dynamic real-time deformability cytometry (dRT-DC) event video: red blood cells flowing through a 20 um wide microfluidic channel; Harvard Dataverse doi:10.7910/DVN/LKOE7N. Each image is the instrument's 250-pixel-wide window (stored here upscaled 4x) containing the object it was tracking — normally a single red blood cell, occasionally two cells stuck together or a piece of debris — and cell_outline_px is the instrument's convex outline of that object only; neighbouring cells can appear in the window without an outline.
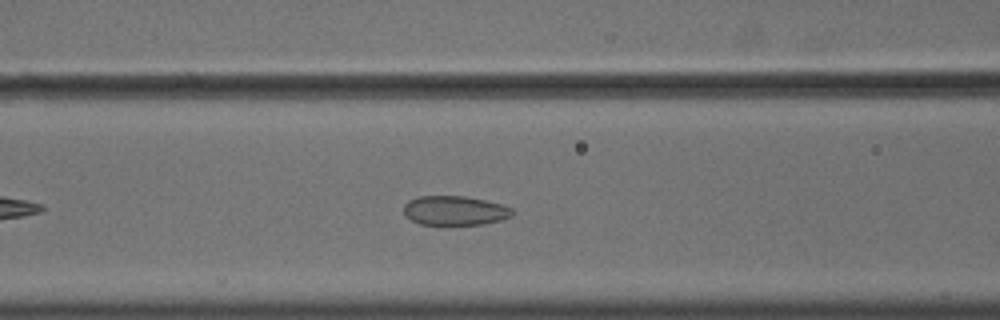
{"species": "common noctule bat (a hibernating species)", "species_latin": "Nyctalus noctula", "temperature_condition": "cold", "stored_images_in_passage": 44, "camera_frame_rate_fps": 3000, "um_per_image_px": 0.085, "animal": {"sex": "male", "body_mass_g": 18.8}, "frame": {"image": 1, "passage_image": 12, "time_ms": 3.667, "image_size_px": [1000, 320], "cell_outline_px": [[512, 216], [500, 220], [484, 224], [420, 224], [404, 216], [404, 204], [408, 200], [420, 196], [464, 196], [504, 204], [512, 208]], "centroid_in_image_um": [38.65, 17.89], "position_along_channel_um": 127.9, "area_um2": 18.55}}
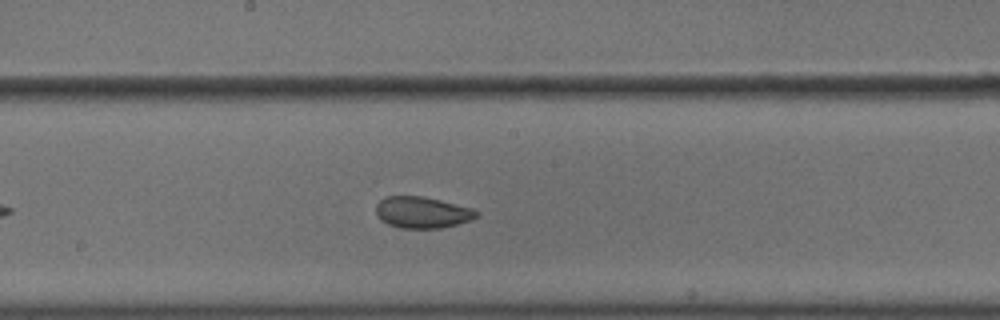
{"frame": {"image": 2, "passage_image": 19, "time_ms": 6.0, "image_size_px": [1000, 320], "cell_outline_px": [[480, 212], [472, 220], [440, 228], [400, 228], [388, 224], [380, 220], [376, 216], [376, 204], [384, 196], [424, 196], [472, 208]], "centroid_in_image_um": [35.86, 18.05], "position_along_channel_um": 212.3, "area_um2": 18.5}}
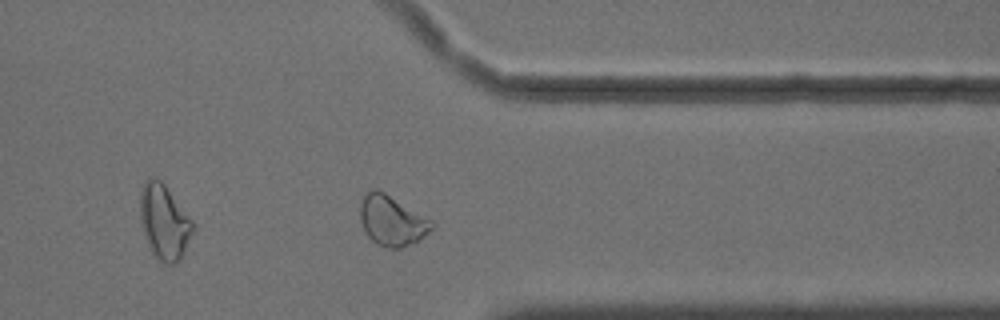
{"frame": {"image": 3, "passage_image": 33, "time_ms": 10.667, "image_size_px": [1000, 320], "cell_outline_px": [[436, 224], [424, 236], [400, 248], [388, 248], [376, 244], [364, 232], [360, 220], [360, 204], [364, 192], [372, 188], [376, 188], [384, 192], [432, 220]], "centroid_in_image_um": [33.27, 18.73], "position_along_channel_um": 378.1, "area_um2": 20.92}, "authors_computed_cell_mechanics": {"area_um2": 19.4786, "velocity_mm_per_s": 3.6078, "shape_relaxation_time_tau1_ms": null, "shape_relaxation_time_tau2_ms": 1.5227, "deformation_change_tau1": null, "deformation_change_tau2": 0.0565}}